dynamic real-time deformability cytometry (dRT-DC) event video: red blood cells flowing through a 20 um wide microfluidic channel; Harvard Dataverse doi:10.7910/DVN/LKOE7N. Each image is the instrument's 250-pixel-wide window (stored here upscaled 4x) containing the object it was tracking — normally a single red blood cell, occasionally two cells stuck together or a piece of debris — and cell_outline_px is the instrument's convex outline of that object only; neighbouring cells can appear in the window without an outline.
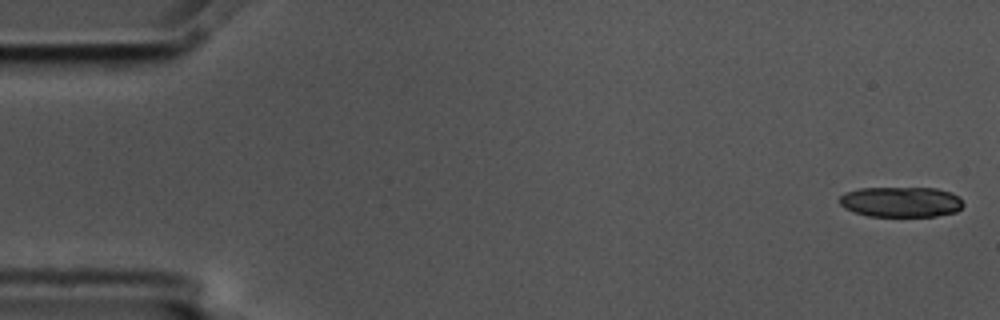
{"species": "common noctule bat (a hibernating species)", "species_latin": "Nyctalus noctula", "temperature_condition": "cold", "stored_images_in_passage": 4, "camera_frame_rate_fps": 3000, "um_per_image_px": 0.085, "animal": {"sex": "male", "body_mass_g": 17.5, "forearm_length_mm": 52.3}, "frame": {"image": 1, "passage_image": 1, "time_ms": 0.0, "image_size_px": [1000, 320], "cell_outline_px": [[964, 204], [956, 212], [936, 216], [868, 216], [852, 212], [844, 208], [840, 204], [840, 196], [844, 192], [860, 188], [936, 188], [952, 192], [960, 196]], "centroid_in_image_um": [76.59, 17.16], "position_along_channel_um": 8.4, "area_um2": 22.14}}
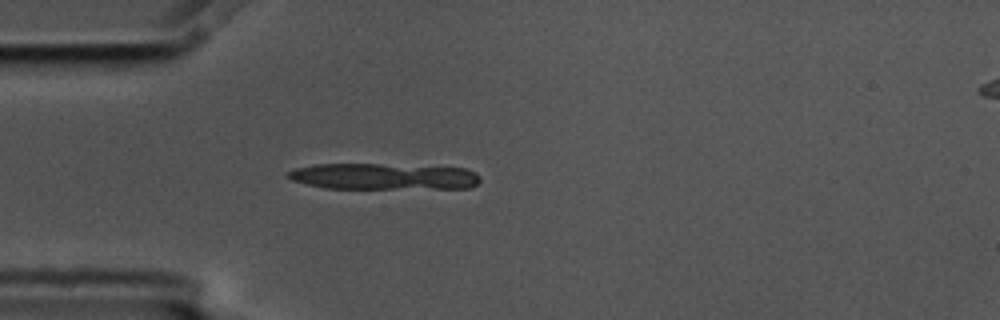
{"frame": {"image": 2, "passage_image": 4, "time_ms": 1.0, "image_size_px": [1000, 320], "cell_outline_px": [[480, 180], [472, 188], [324, 188], [292, 180], [284, 176], [288, 172], [296, 168], [312, 164], [380, 164], [464, 168], [476, 172], [480, 176]], "centroid_in_image_um": [32.6, 15.0], "position_along_channel_um": 52.4, "area_um2": 29.36}}